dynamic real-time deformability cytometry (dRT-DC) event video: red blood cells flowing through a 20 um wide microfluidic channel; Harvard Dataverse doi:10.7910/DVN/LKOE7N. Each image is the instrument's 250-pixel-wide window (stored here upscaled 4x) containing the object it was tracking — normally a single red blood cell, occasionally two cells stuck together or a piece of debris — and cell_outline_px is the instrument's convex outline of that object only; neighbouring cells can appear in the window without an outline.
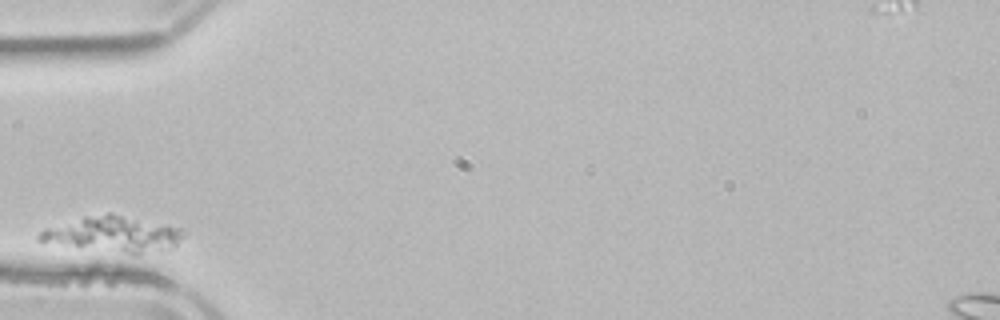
{"species": "common noctule bat (a hibernating species)", "species_latin": "Nyctalus noctula", "temperature_condition": "room temperature", "stored_images_in_passage": 5, "camera_frame_rate_fps": 3000, "um_per_image_px": 0.085, "animal": {"sex": "male", "body_mass_g": 21.5, "forearm_length_mm": 52.0}, "frame": {"image": 1, "passage_image": 1, "time_ms": 0.0, "image_size_px": [1000, 320], "cell_outline_px": [[184, 236], [172, 248], [136, 256], [36, 240], [36, 236], [44, 228], [84, 216], [108, 212], [112, 212], [168, 224], [184, 228]], "centroid_in_image_um": [9.71, 19.9], "position_along_channel_um": 75.3, "area_um2": 30.58}}
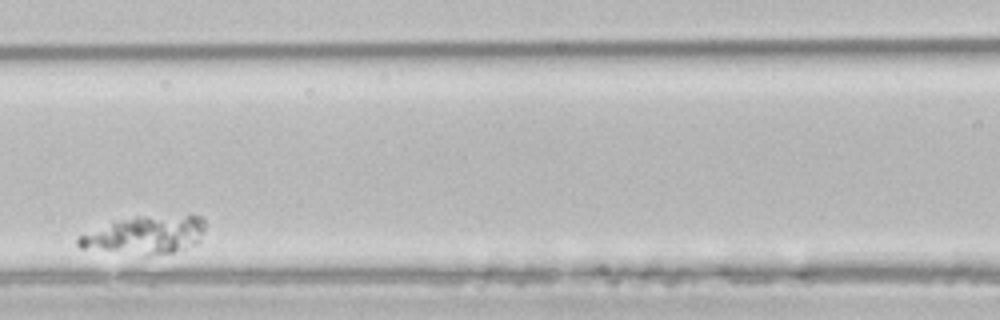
{"frame": {"image": 2, "passage_image": 3, "time_ms": 2.667, "image_size_px": [1000, 320], "cell_outline_px": [[204, 228], [196, 244], [172, 252], [152, 256], [144, 256], [80, 248], [76, 244], [76, 236], [112, 220], [136, 216], [192, 212], [200, 216], [204, 220]], "centroid_in_image_um": [12.31, 19.93], "position_along_channel_um": 154.3, "area_um2": 29.42}}
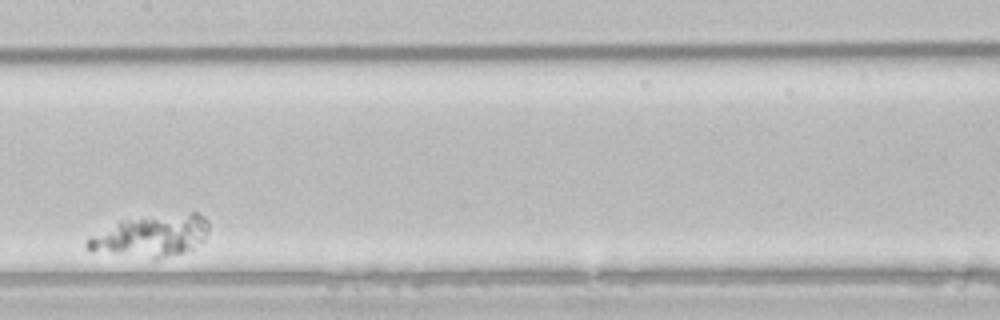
{"frame": {"image": 3, "passage_image": 4, "time_ms": 4.0, "image_size_px": [1000, 320], "cell_outline_px": [[208, 228], [204, 240], [192, 248], [156, 260], [152, 260], [92, 252], [84, 244], [92, 236], [120, 220], [192, 212], [196, 212], [204, 216], [208, 220]], "centroid_in_image_um": [12.83, 20.08], "position_along_channel_um": 194.6, "area_um2": 29.65}}